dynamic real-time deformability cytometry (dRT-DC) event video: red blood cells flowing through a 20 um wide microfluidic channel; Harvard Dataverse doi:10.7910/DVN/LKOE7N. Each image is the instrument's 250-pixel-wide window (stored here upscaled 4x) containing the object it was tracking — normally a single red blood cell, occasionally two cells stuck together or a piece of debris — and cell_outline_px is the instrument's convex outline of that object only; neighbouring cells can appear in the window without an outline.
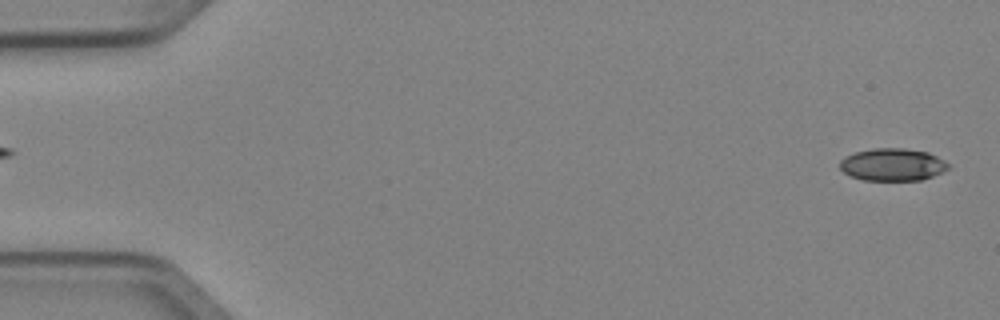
{"species": "Egyptian fruit bat (a non-hibernating species)", "species_latin": "Rousettus aegyptiacus", "temperature_condition": "cold", "stored_images_in_passage": 5, "camera_frame_rate_fps": 3000, "um_per_image_px": 0.085, "animal": {"sex": "female"}, "frame": {"image": 1, "passage_image": 1, "time_ms": 0.0, "image_size_px": [1000, 320], "cell_outline_px": [[948, 168], [932, 176], [920, 180], [864, 180], [848, 176], [840, 168], [840, 160], [844, 156], [856, 152], [872, 148], [904, 148], [928, 152], [944, 160], [948, 164]], "centroid_in_image_um": [75.82, 13.98], "position_along_channel_um": 9.2, "area_um2": 20.46}}
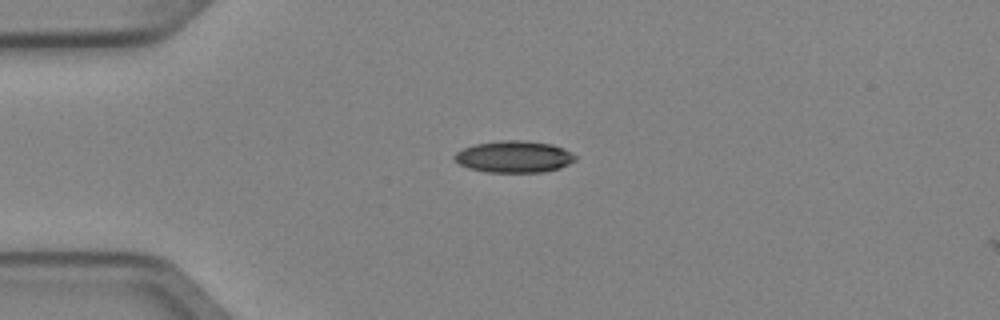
{"frame": {"image": 2, "passage_image": 4, "time_ms": 1.0, "image_size_px": [1000, 320], "cell_outline_px": [[576, 160], [560, 168], [544, 172], [484, 172], [468, 168], [460, 164], [452, 156], [456, 152], [464, 148], [476, 144], [500, 140], [524, 140], [552, 144], [564, 148], [572, 152], [576, 156]], "centroid_in_image_um": [43.71, 13.32], "position_along_channel_um": 41.3, "area_um2": 22.48}}